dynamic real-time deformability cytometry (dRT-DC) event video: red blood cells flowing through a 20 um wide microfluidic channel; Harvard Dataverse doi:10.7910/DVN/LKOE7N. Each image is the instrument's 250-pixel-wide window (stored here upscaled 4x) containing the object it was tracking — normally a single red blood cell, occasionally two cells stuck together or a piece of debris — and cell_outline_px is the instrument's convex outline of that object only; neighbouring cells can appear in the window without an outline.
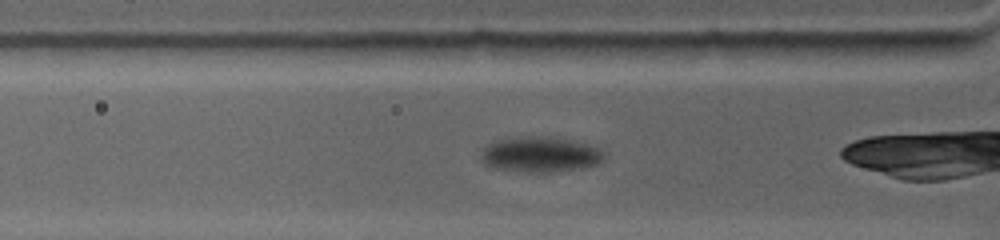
{"species": "common noctule bat (a hibernating species)", "species_latin": "Nyctalus noctula", "temperature_condition": "warm", "stored_images_in_passage": 17, "camera_frame_rate_fps": 4500, "um_per_image_px": 0.085, "animal": {"sex": "female", "body_mass_g": 19.0, "forearm_length_mm": 53.3}, "frame": {"image": 1, "passage_image": 2, "time_ms": 0.222, "image_size_px": [1000, 240], "cell_outline_px": [[604, 156], [596, 164], [580, 168], [552, 172], [532, 172], [492, 168], [484, 164], [480, 160], [480, 156], [484, 148], [492, 140], [516, 136], [560, 136], [588, 144], [600, 148], [604, 152]], "centroid_in_image_um": [45.88, 13.09], "position_along_channel_um": 79.9, "area_um2": 25.89}}
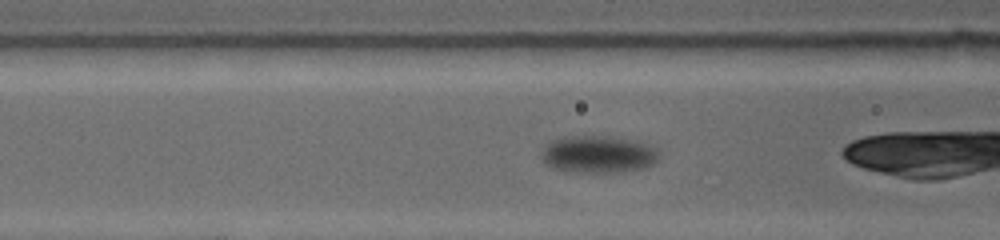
{"frame": {"image": 2, "passage_image": 10, "time_ms": 1.333, "image_size_px": [1000, 240], "cell_outline_px": [[660, 156], [652, 164], [644, 168], [620, 172], [576, 172], [552, 168], [544, 164], [540, 156], [544, 144], [552, 140], [564, 136], [608, 136], [636, 140], [652, 144], [660, 152]], "centroid_in_image_um": [50.84, 13.1], "position_along_channel_um": 115.8, "area_um2": 26.07}}